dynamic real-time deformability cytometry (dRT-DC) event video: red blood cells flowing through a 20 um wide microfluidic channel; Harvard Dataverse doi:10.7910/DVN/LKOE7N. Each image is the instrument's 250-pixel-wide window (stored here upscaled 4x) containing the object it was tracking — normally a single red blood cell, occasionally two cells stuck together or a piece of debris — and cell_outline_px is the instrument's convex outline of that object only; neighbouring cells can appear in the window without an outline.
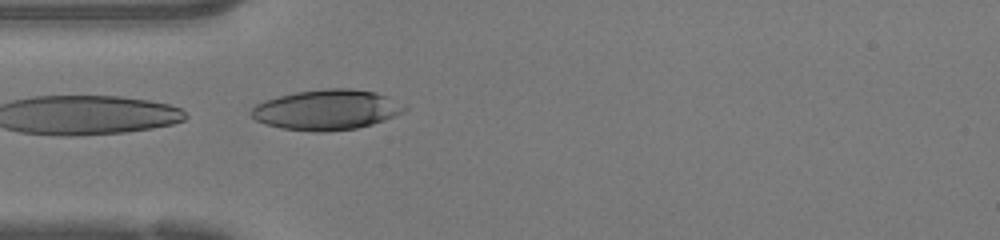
{"species": "human", "species_latin": "Homo sapiens", "temperature_condition": "warm", "stored_images_in_passage": 13, "camera_frame_rate_fps": 3000, "um_per_image_px": 0.085, "donor": {"sex": "female"}, "frame": {"image": 1, "passage_image": 13, "time_ms": 4.0, "image_size_px": [1000, 240], "cell_outline_px": [[408, 108], [404, 112], [384, 120], [372, 124], [356, 128], [324, 132], [316, 132], [280, 128], [264, 124], [256, 120], [252, 116], [252, 108], [256, 104], [264, 100], [296, 92], [324, 88], [352, 88], [376, 92]], "centroid_in_image_um": [27.74, 9.33], "position_along_channel_um": 57.3, "area_um2": 35.72}}